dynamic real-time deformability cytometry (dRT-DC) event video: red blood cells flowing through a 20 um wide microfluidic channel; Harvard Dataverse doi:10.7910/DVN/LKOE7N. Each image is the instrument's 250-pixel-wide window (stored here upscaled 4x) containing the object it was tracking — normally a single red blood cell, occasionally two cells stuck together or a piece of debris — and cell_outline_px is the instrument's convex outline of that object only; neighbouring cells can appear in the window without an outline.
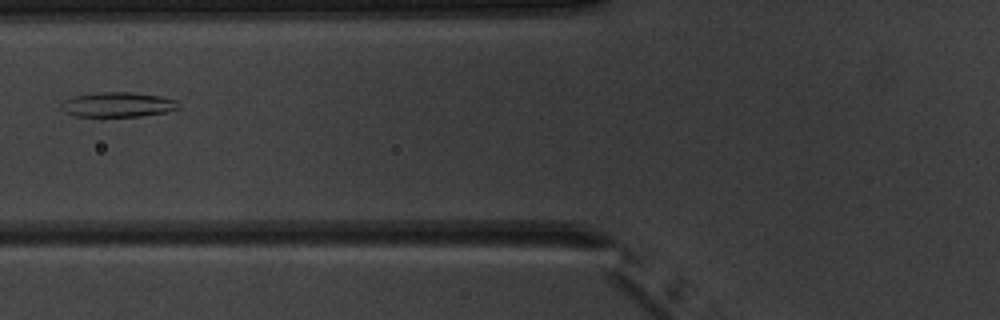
{"species": "common noctule bat (a hibernating species)", "species_latin": "Nyctalus noctula", "temperature_condition": "warm", "stored_images_in_passage": 5, "camera_frame_rate_fps": 3000, "um_per_image_px": 0.085, "animal": {"sex": "male", "body_mass_g": 20.1, "forearm_length_mm": 53.5}, "frame": {"image": 1, "passage_image": 5, "time_ms": 4.667, "image_size_px": [1000, 320], "cell_outline_px": [[180, 108], [164, 112], [140, 116], [76, 116], [60, 108], [60, 104], [64, 100], [76, 96], [100, 92], [132, 92], [160, 96], [176, 100], [180, 104]], "centroid_in_image_um": [10.04, 8.88], "position_along_channel_um": 115.8, "area_um2": 16.76}}